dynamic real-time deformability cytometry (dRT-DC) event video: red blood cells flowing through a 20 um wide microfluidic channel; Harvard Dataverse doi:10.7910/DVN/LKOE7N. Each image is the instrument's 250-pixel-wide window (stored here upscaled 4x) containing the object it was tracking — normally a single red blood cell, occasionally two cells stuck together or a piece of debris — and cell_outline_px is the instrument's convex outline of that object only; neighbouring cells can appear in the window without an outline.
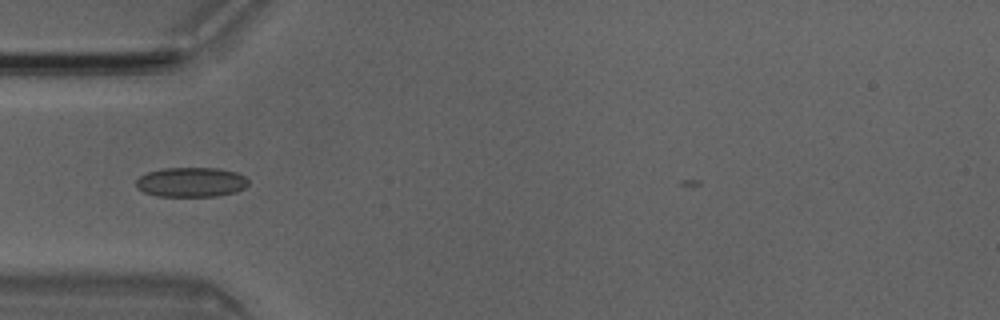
{"species": "Egyptian fruit bat (a non-hibernating species)", "species_latin": "Rousettus aegyptiacus", "temperature_condition": "room temperature", "stored_images_in_passage": 5, "camera_frame_rate_fps": 3000, "um_per_image_px": 0.085, "animal": {"sex": "male"}, "frame": {"image": 1, "passage_image": 5, "time_ms": 1.333, "image_size_px": [1000, 320], "cell_outline_px": [[248, 184], [244, 188], [236, 192], [216, 196], [156, 196], [144, 192], [136, 188], [136, 180], [140, 176], [148, 172], [164, 168], [220, 168], [236, 172], [244, 176], [248, 180]], "centroid_in_image_um": [16.24, 15.48], "position_along_channel_um": 68.8, "area_um2": 19.48}}